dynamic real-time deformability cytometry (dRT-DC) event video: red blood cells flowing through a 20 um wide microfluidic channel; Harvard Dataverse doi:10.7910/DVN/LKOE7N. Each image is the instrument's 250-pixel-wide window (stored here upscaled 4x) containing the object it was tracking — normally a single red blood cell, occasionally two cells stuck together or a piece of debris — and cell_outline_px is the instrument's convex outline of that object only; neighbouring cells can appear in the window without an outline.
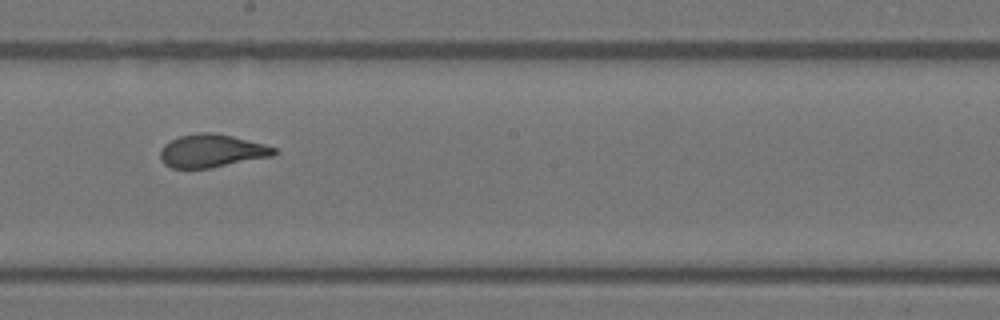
{"species": "Egyptian fruit bat (a non-hibernating species)", "species_latin": "Rousettus aegyptiacus", "temperature_condition": "warm", "stored_images_in_passage": 23, "camera_frame_rate_fps": 3000, "um_per_image_px": 0.085, "animal": {"sex": "female"}, "frame": {"image": 1, "passage_image": 14, "time_ms": 4.333, "image_size_px": [1000, 320], "cell_outline_px": [[280, 152], [272, 156], [212, 168], [172, 168], [164, 164], [160, 160], [160, 152], [164, 144], [180, 136], [200, 132], [212, 132], [232, 136], [264, 144], [276, 148]], "centroid_in_image_um": [18.0, 12.83], "position_along_channel_um": 230.2, "area_um2": 21.96}}